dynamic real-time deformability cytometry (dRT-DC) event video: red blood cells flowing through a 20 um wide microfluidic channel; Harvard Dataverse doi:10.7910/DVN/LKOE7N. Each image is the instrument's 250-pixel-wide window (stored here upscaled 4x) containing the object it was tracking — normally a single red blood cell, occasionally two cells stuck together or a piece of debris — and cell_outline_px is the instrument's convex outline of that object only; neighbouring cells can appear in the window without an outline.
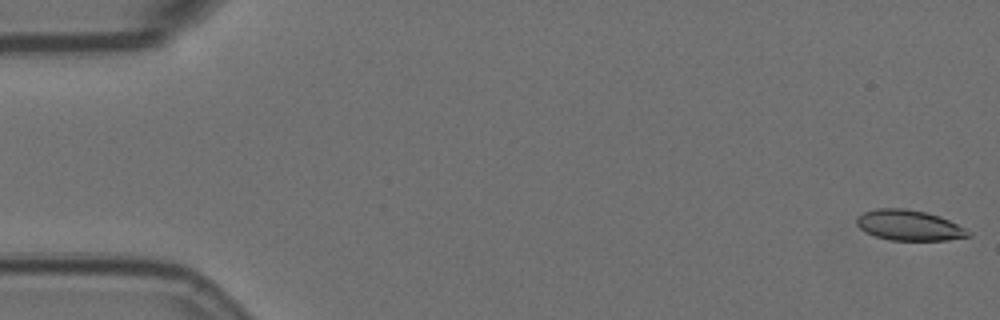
{"species": "Egyptian fruit bat (a non-hibernating species)", "species_latin": "Rousettus aegyptiacus", "temperature_condition": "room temperature", "stored_images_in_passage": 9, "camera_frame_rate_fps": 3000, "um_per_image_px": 0.085, "animal": {"sex": "female"}, "frame": {"image": 1, "passage_image": 1, "time_ms": 0.0, "image_size_px": [1000, 320], "cell_outline_px": [[972, 236], [948, 240], [892, 240], [876, 236], [864, 232], [856, 224], [856, 220], [864, 212], [876, 208], [904, 208], [924, 212], [940, 216], [972, 232]], "centroid_in_image_um": [77.28, 19.15], "position_along_channel_um": 7.7, "area_um2": 19.71}}
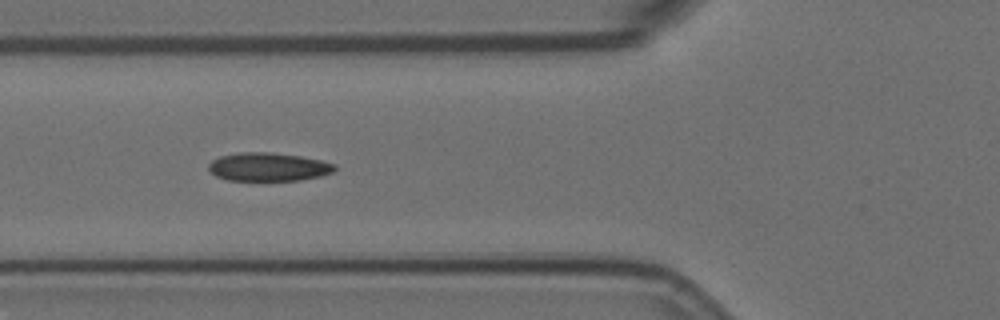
{"frame": {"image": 2, "passage_image": 7, "time_ms": 2.0, "image_size_px": [1000, 320], "cell_outline_px": [[336, 168], [332, 172], [320, 176], [300, 180], [228, 180], [216, 176], [208, 168], [208, 164], [212, 160], [220, 156], [240, 152], [272, 152], [300, 156], [320, 160], [336, 164]], "centroid_in_image_um": [22.8, 14.18], "position_along_channel_um": 103.0, "area_um2": 20.81}}
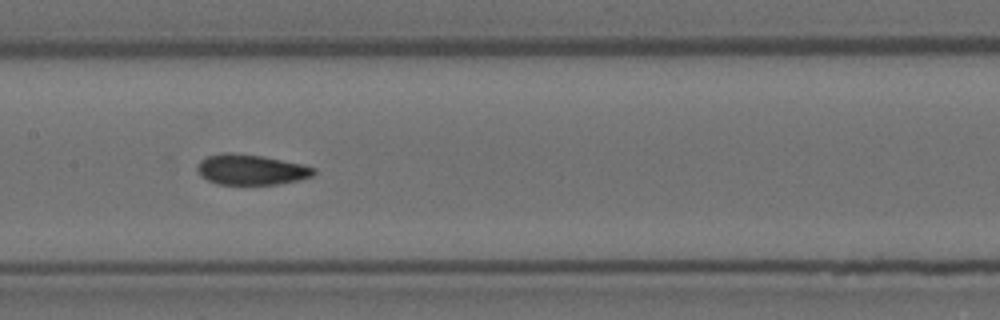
{"frame": {"image": 3, "passage_image": 9, "time_ms": 2.667, "image_size_px": [1000, 320], "cell_outline_px": [[316, 172], [312, 176], [300, 180], [276, 184], [216, 184], [200, 176], [196, 168], [196, 164], [200, 160], [208, 156], [224, 152], [228, 152], [264, 156], [304, 164], [316, 168]], "centroid_in_image_um": [21.34, 14.41], "position_along_channel_um": 186.1, "area_um2": 20.87}}